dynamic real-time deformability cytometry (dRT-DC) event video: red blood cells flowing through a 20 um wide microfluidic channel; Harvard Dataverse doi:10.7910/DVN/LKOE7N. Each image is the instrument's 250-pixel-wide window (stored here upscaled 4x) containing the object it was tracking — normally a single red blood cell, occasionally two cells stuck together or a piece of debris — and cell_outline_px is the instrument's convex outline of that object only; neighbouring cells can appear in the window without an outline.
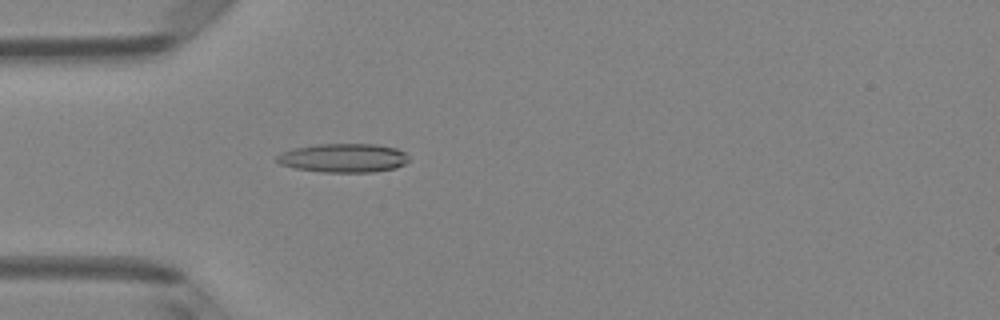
{"species": "Egyptian fruit bat (a non-hibernating species)", "species_latin": "Rousettus aegyptiacus", "temperature_condition": "room temperature", "stored_images_in_passage": 50, "camera_frame_rate_fps": 3000, "um_per_image_px": 0.085, "animal": {"sex": "female"}, "frame": {"image": 1, "passage_image": 15, "time_ms": 4.667, "image_size_px": [1000, 320], "cell_outline_px": [[408, 160], [404, 164], [396, 168], [372, 172], [320, 172], [296, 168], [280, 164], [276, 160], [276, 156], [280, 152], [292, 148], [316, 144], [376, 144], [396, 148], [404, 152], [408, 156]], "centroid_in_image_um": [29.17, 13.42], "position_along_channel_um": 55.8, "area_um2": 22.31}}
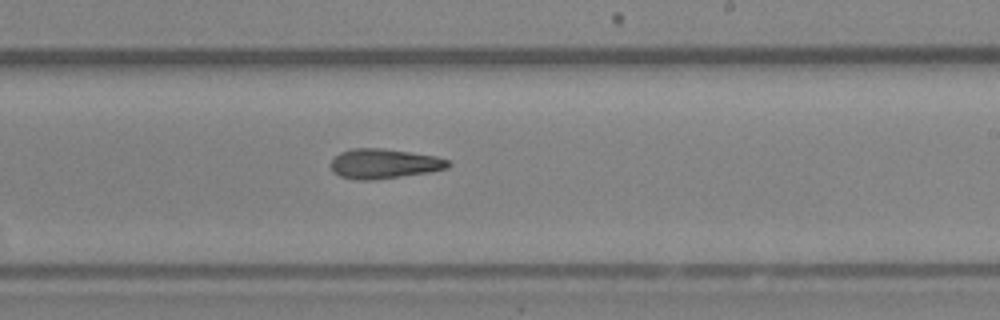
{"frame": {"image": 2, "passage_image": 30, "time_ms": 9.667, "image_size_px": [1000, 320], "cell_outline_px": [[452, 164], [448, 168], [428, 172], [376, 180], [356, 180], [340, 176], [332, 172], [332, 160], [340, 152], [352, 148], [384, 148], [436, 156], [448, 160]], "centroid_in_image_um": [32.65, 13.91], "position_along_channel_um": 256.4, "area_um2": 20.4}}
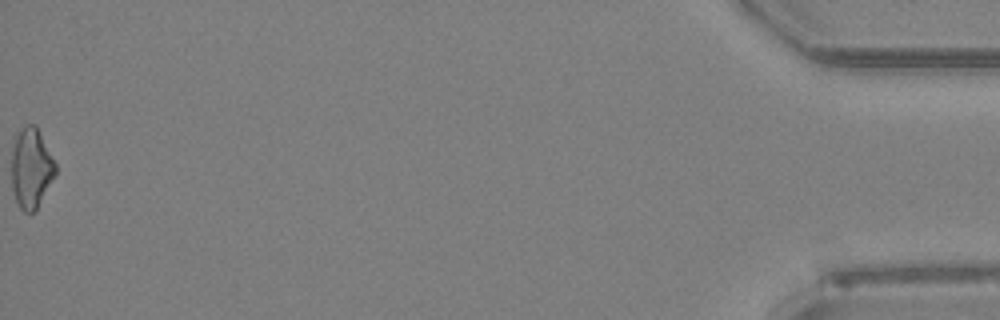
{"frame": {"image": 3, "passage_image": 50, "time_ms": 16.333, "image_size_px": [1000, 320], "cell_outline_px": [[56, 176], [36, 212], [24, 212], [20, 208], [16, 200], [12, 188], [12, 136], [24, 124], [36, 124], [56, 164]], "centroid_in_image_um": [2.65, 14.27], "position_along_channel_um": 432.6, "area_um2": 21.15}, "authors_computed_cell_mechanics": {"area_um2": 20.519, "velocity_mm_per_s": 4.1399, "shape_relaxation_time_tau1_ms": null, "shape_relaxation_time_tau2_ms": 5.4571, "deformation_change_tau1": null, "deformation_change_tau2": 0.1967}}